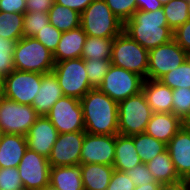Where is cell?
<instances>
[{
    "mask_svg": "<svg viewBox=\"0 0 190 190\" xmlns=\"http://www.w3.org/2000/svg\"><path fill=\"white\" fill-rule=\"evenodd\" d=\"M85 132L90 134L117 135L118 103L98 88L91 89L80 99Z\"/></svg>",
    "mask_w": 190,
    "mask_h": 190,
    "instance_id": "obj_1",
    "label": "cell"
},
{
    "mask_svg": "<svg viewBox=\"0 0 190 190\" xmlns=\"http://www.w3.org/2000/svg\"><path fill=\"white\" fill-rule=\"evenodd\" d=\"M123 32L148 51L173 39V31L168 27L162 8L135 11L131 19L124 23Z\"/></svg>",
    "mask_w": 190,
    "mask_h": 190,
    "instance_id": "obj_2",
    "label": "cell"
},
{
    "mask_svg": "<svg viewBox=\"0 0 190 190\" xmlns=\"http://www.w3.org/2000/svg\"><path fill=\"white\" fill-rule=\"evenodd\" d=\"M81 27L91 37L115 38L124 23L111 11L105 0H93L81 13Z\"/></svg>",
    "mask_w": 190,
    "mask_h": 190,
    "instance_id": "obj_3",
    "label": "cell"
},
{
    "mask_svg": "<svg viewBox=\"0 0 190 190\" xmlns=\"http://www.w3.org/2000/svg\"><path fill=\"white\" fill-rule=\"evenodd\" d=\"M14 68L20 71L51 72L55 65L53 53L34 37H22L16 42Z\"/></svg>",
    "mask_w": 190,
    "mask_h": 190,
    "instance_id": "obj_4",
    "label": "cell"
},
{
    "mask_svg": "<svg viewBox=\"0 0 190 190\" xmlns=\"http://www.w3.org/2000/svg\"><path fill=\"white\" fill-rule=\"evenodd\" d=\"M149 51L125 32L113 39L111 64L147 79Z\"/></svg>",
    "mask_w": 190,
    "mask_h": 190,
    "instance_id": "obj_5",
    "label": "cell"
},
{
    "mask_svg": "<svg viewBox=\"0 0 190 190\" xmlns=\"http://www.w3.org/2000/svg\"><path fill=\"white\" fill-rule=\"evenodd\" d=\"M153 112L147 104L145 95L139 94L128 97L118 103L119 134L133 136L144 133Z\"/></svg>",
    "mask_w": 190,
    "mask_h": 190,
    "instance_id": "obj_6",
    "label": "cell"
},
{
    "mask_svg": "<svg viewBox=\"0 0 190 190\" xmlns=\"http://www.w3.org/2000/svg\"><path fill=\"white\" fill-rule=\"evenodd\" d=\"M52 71L58 79L64 96L80 100L93 89L87 76L85 60L81 57L55 62Z\"/></svg>",
    "mask_w": 190,
    "mask_h": 190,
    "instance_id": "obj_7",
    "label": "cell"
},
{
    "mask_svg": "<svg viewBox=\"0 0 190 190\" xmlns=\"http://www.w3.org/2000/svg\"><path fill=\"white\" fill-rule=\"evenodd\" d=\"M143 81L140 75L111 64L98 89L119 103L139 94L142 91Z\"/></svg>",
    "mask_w": 190,
    "mask_h": 190,
    "instance_id": "obj_8",
    "label": "cell"
},
{
    "mask_svg": "<svg viewBox=\"0 0 190 190\" xmlns=\"http://www.w3.org/2000/svg\"><path fill=\"white\" fill-rule=\"evenodd\" d=\"M39 117L31 105H24L4 96L0 98V128L4 134L26 136Z\"/></svg>",
    "mask_w": 190,
    "mask_h": 190,
    "instance_id": "obj_9",
    "label": "cell"
},
{
    "mask_svg": "<svg viewBox=\"0 0 190 190\" xmlns=\"http://www.w3.org/2000/svg\"><path fill=\"white\" fill-rule=\"evenodd\" d=\"M42 74L14 69L5 75L4 97L20 104L31 105L41 86Z\"/></svg>",
    "mask_w": 190,
    "mask_h": 190,
    "instance_id": "obj_10",
    "label": "cell"
},
{
    "mask_svg": "<svg viewBox=\"0 0 190 190\" xmlns=\"http://www.w3.org/2000/svg\"><path fill=\"white\" fill-rule=\"evenodd\" d=\"M46 117L59 134L85 131L83 111L79 99L68 96L61 97Z\"/></svg>",
    "mask_w": 190,
    "mask_h": 190,
    "instance_id": "obj_11",
    "label": "cell"
},
{
    "mask_svg": "<svg viewBox=\"0 0 190 190\" xmlns=\"http://www.w3.org/2000/svg\"><path fill=\"white\" fill-rule=\"evenodd\" d=\"M187 58L188 54L174 39L150 49L147 79L159 80L168 72L179 67Z\"/></svg>",
    "mask_w": 190,
    "mask_h": 190,
    "instance_id": "obj_12",
    "label": "cell"
},
{
    "mask_svg": "<svg viewBox=\"0 0 190 190\" xmlns=\"http://www.w3.org/2000/svg\"><path fill=\"white\" fill-rule=\"evenodd\" d=\"M17 168L24 190H43L49 187L51 165L47 157L27 148Z\"/></svg>",
    "mask_w": 190,
    "mask_h": 190,
    "instance_id": "obj_13",
    "label": "cell"
},
{
    "mask_svg": "<svg viewBox=\"0 0 190 190\" xmlns=\"http://www.w3.org/2000/svg\"><path fill=\"white\" fill-rule=\"evenodd\" d=\"M116 135L85 133L82 143L80 164H103L113 166Z\"/></svg>",
    "mask_w": 190,
    "mask_h": 190,
    "instance_id": "obj_14",
    "label": "cell"
},
{
    "mask_svg": "<svg viewBox=\"0 0 190 190\" xmlns=\"http://www.w3.org/2000/svg\"><path fill=\"white\" fill-rule=\"evenodd\" d=\"M85 131L59 134L48 157L51 167L80 165Z\"/></svg>",
    "mask_w": 190,
    "mask_h": 190,
    "instance_id": "obj_15",
    "label": "cell"
},
{
    "mask_svg": "<svg viewBox=\"0 0 190 190\" xmlns=\"http://www.w3.org/2000/svg\"><path fill=\"white\" fill-rule=\"evenodd\" d=\"M58 135L51 121L46 116H39L26 135L28 148L48 158Z\"/></svg>",
    "mask_w": 190,
    "mask_h": 190,
    "instance_id": "obj_16",
    "label": "cell"
},
{
    "mask_svg": "<svg viewBox=\"0 0 190 190\" xmlns=\"http://www.w3.org/2000/svg\"><path fill=\"white\" fill-rule=\"evenodd\" d=\"M167 150L182 179L190 180V124H185L168 142Z\"/></svg>",
    "mask_w": 190,
    "mask_h": 190,
    "instance_id": "obj_17",
    "label": "cell"
},
{
    "mask_svg": "<svg viewBox=\"0 0 190 190\" xmlns=\"http://www.w3.org/2000/svg\"><path fill=\"white\" fill-rule=\"evenodd\" d=\"M153 113H173V90L159 80L145 79L142 85Z\"/></svg>",
    "mask_w": 190,
    "mask_h": 190,
    "instance_id": "obj_18",
    "label": "cell"
},
{
    "mask_svg": "<svg viewBox=\"0 0 190 190\" xmlns=\"http://www.w3.org/2000/svg\"><path fill=\"white\" fill-rule=\"evenodd\" d=\"M62 89L53 71L42 74L41 86L32 107L39 116H46L53 105L63 97Z\"/></svg>",
    "mask_w": 190,
    "mask_h": 190,
    "instance_id": "obj_19",
    "label": "cell"
},
{
    "mask_svg": "<svg viewBox=\"0 0 190 190\" xmlns=\"http://www.w3.org/2000/svg\"><path fill=\"white\" fill-rule=\"evenodd\" d=\"M185 125L173 113H153L149 120L145 133L165 144Z\"/></svg>",
    "mask_w": 190,
    "mask_h": 190,
    "instance_id": "obj_20",
    "label": "cell"
},
{
    "mask_svg": "<svg viewBox=\"0 0 190 190\" xmlns=\"http://www.w3.org/2000/svg\"><path fill=\"white\" fill-rule=\"evenodd\" d=\"M86 37L87 34L81 26L67 32H62L57 49L53 53L55 62L80 58Z\"/></svg>",
    "mask_w": 190,
    "mask_h": 190,
    "instance_id": "obj_21",
    "label": "cell"
},
{
    "mask_svg": "<svg viewBox=\"0 0 190 190\" xmlns=\"http://www.w3.org/2000/svg\"><path fill=\"white\" fill-rule=\"evenodd\" d=\"M27 148L26 136L4 134L0 141V168H17Z\"/></svg>",
    "mask_w": 190,
    "mask_h": 190,
    "instance_id": "obj_22",
    "label": "cell"
},
{
    "mask_svg": "<svg viewBox=\"0 0 190 190\" xmlns=\"http://www.w3.org/2000/svg\"><path fill=\"white\" fill-rule=\"evenodd\" d=\"M49 187L54 190H84L81 164L51 167Z\"/></svg>",
    "mask_w": 190,
    "mask_h": 190,
    "instance_id": "obj_23",
    "label": "cell"
},
{
    "mask_svg": "<svg viewBox=\"0 0 190 190\" xmlns=\"http://www.w3.org/2000/svg\"><path fill=\"white\" fill-rule=\"evenodd\" d=\"M141 163L140 156L134 146L133 136L117 134L113 162L114 169L125 172Z\"/></svg>",
    "mask_w": 190,
    "mask_h": 190,
    "instance_id": "obj_24",
    "label": "cell"
},
{
    "mask_svg": "<svg viewBox=\"0 0 190 190\" xmlns=\"http://www.w3.org/2000/svg\"><path fill=\"white\" fill-rule=\"evenodd\" d=\"M84 190H106L114 167L103 164H81Z\"/></svg>",
    "mask_w": 190,
    "mask_h": 190,
    "instance_id": "obj_25",
    "label": "cell"
},
{
    "mask_svg": "<svg viewBox=\"0 0 190 190\" xmlns=\"http://www.w3.org/2000/svg\"><path fill=\"white\" fill-rule=\"evenodd\" d=\"M146 166L159 183H172L182 179L176 171L168 150L155 156L146 163Z\"/></svg>",
    "mask_w": 190,
    "mask_h": 190,
    "instance_id": "obj_26",
    "label": "cell"
},
{
    "mask_svg": "<svg viewBox=\"0 0 190 190\" xmlns=\"http://www.w3.org/2000/svg\"><path fill=\"white\" fill-rule=\"evenodd\" d=\"M49 22L61 32H67L81 26V14L54 2L48 12Z\"/></svg>",
    "mask_w": 190,
    "mask_h": 190,
    "instance_id": "obj_27",
    "label": "cell"
},
{
    "mask_svg": "<svg viewBox=\"0 0 190 190\" xmlns=\"http://www.w3.org/2000/svg\"><path fill=\"white\" fill-rule=\"evenodd\" d=\"M134 146L142 163H148L158 154L167 150V144L144 133L133 135Z\"/></svg>",
    "mask_w": 190,
    "mask_h": 190,
    "instance_id": "obj_28",
    "label": "cell"
},
{
    "mask_svg": "<svg viewBox=\"0 0 190 190\" xmlns=\"http://www.w3.org/2000/svg\"><path fill=\"white\" fill-rule=\"evenodd\" d=\"M114 38L86 37L81 58L84 60L111 59Z\"/></svg>",
    "mask_w": 190,
    "mask_h": 190,
    "instance_id": "obj_29",
    "label": "cell"
},
{
    "mask_svg": "<svg viewBox=\"0 0 190 190\" xmlns=\"http://www.w3.org/2000/svg\"><path fill=\"white\" fill-rule=\"evenodd\" d=\"M24 14L0 11V36L18 41L23 37Z\"/></svg>",
    "mask_w": 190,
    "mask_h": 190,
    "instance_id": "obj_30",
    "label": "cell"
},
{
    "mask_svg": "<svg viewBox=\"0 0 190 190\" xmlns=\"http://www.w3.org/2000/svg\"><path fill=\"white\" fill-rule=\"evenodd\" d=\"M189 0H170L163 5L168 27L174 32L179 26L189 20L188 7Z\"/></svg>",
    "mask_w": 190,
    "mask_h": 190,
    "instance_id": "obj_31",
    "label": "cell"
},
{
    "mask_svg": "<svg viewBox=\"0 0 190 190\" xmlns=\"http://www.w3.org/2000/svg\"><path fill=\"white\" fill-rule=\"evenodd\" d=\"M172 90L179 88L190 89V59L187 58L179 67L159 79Z\"/></svg>",
    "mask_w": 190,
    "mask_h": 190,
    "instance_id": "obj_32",
    "label": "cell"
},
{
    "mask_svg": "<svg viewBox=\"0 0 190 190\" xmlns=\"http://www.w3.org/2000/svg\"><path fill=\"white\" fill-rule=\"evenodd\" d=\"M173 114L185 124H190V89L173 90Z\"/></svg>",
    "mask_w": 190,
    "mask_h": 190,
    "instance_id": "obj_33",
    "label": "cell"
},
{
    "mask_svg": "<svg viewBox=\"0 0 190 190\" xmlns=\"http://www.w3.org/2000/svg\"><path fill=\"white\" fill-rule=\"evenodd\" d=\"M23 21V37H34L50 23L48 13L42 11L25 12Z\"/></svg>",
    "mask_w": 190,
    "mask_h": 190,
    "instance_id": "obj_34",
    "label": "cell"
},
{
    "mask_svg": "<svg viewBox=\"0 0 190 190\" xmlns=\"http://www.w3.org/2000/svg\"><path fill=\"white\" fill-rule=\"evenodd\" d=\"M111 59L85 60V68L90 85L98 88L111 66Z\"/></svg>",
    "mask_w": 190,
    "mask_h": 190,
    "instance_id": "obj_35",
    "label": "cell"
},
{
    "mask_svg": "<svg viewBox=\"0 0 190 190\" xmlns=\"http://www.w3.org/2000/svg\"><path fill=\"white\" fill-rule=\"evenodd\" d=\"M16 42L0 36V73L4 76L15 69L13 54Z\"/></svg>",
    "mask_w": 190,
    "mask_h": 190,
    "instance_id": "obj_36",
    "label": "cell"
},
{
    "mask_svg": "<svg viewBox=\"0 0 190 190\" xmlns=\"http://www.w3.org/2000/svg\"><path fill=\"white\" fill-rule=\"evenodd\" d=\"M113 14L125 23L137 11L136 0H105Z\"/></svg>",
    "mask_w": 190,
    "mask_h": 190,
    "instance_id": "obj_37",
    "label": "cell"
},
{
    "mask_svg": "<svg viewBox=\"0 0 190 190\" xmlns=\"http://www.w3.org/2000/svg\"><path fill=\"white\" fill-rule=\"evenodd\" d=\"M0 190H24L18 168H0Z\"/></svg>",
    "mask_w": 190,
    "mask_h": 190,
    "instance_id": "obj_38",
    "label": "cell"
},
{
    "mask_svg": "<svg viewBox=\"0 0 190 190\" xmlns=\"http://www.w3.org/2000/svg\"><path fill=\"white\" fill-rule=\"evenodd\" d=\"M61 34V31L49 23L45 25L44 28L34 36V38L54 53L60 41Z\"/></svg>",
    "mask_w": 190,
    "mask_h": 190,
    "instance_id": "obj_39",
    "label": "cell"
},
{
    "mask_svg": "<svg viewBox=\"0 0 190 190\" xmlns=\"http://www.w3.org/2000/svg\"><path fill=\"white\" fill-rule=\"evenodd\" d=\"M136 186L148 183H159L155 180L145 163H141L134 168L125 171Z\"/></svg>",
    "mask_w": 190,
    "mask_h": 190,
    "instance_id": "obj_40",
    "label": "cell"
},
{
    "mask_svg": "<svg viewBox=\"0 0 190 190\" xmlns=\"http://www.w3.org/2000/svg\"><path fill=\"white\" fill-rule=\"evenodd\" d=\"M135 187L136 185L125 172L114 169L106 190H133Z\"/></svg>",
    "mask_w": 190,
    "mask_h": 190,
    "instance_id": "obj_41",
    "label": "cell"
},
{
    "mask_svg": "<svg viewBox=\"0 0 190 190\" xmlns=\"http://www.w3.org/2000/svg\"><path fill=\"white\" fill-rule=\"evenodd\" d=\"M175 42L187 53H190V20L173 32Z\"/></svg>",
    "mask_w": 190,
    "mask_h": 190,
    "instance_id": "obj_42",
    "label": "cell"
},
{
    "mask_svg": "<svg viewBox=\"0 0 190 190\" xmlns=\"http://www.w3.org/2000/svg\"><path fill=\"white\" fill-rule=\"evenodd\" d=\"M0 11L24 14L26 12V0H0Z\"/></svg>",
    "mask_w": 190,
    "mask_h": 190,
    "instance_id": "obj_43",
    "label": "cell"
},
{
    "mask_svg": "<svg viewBox=\"0 0 190 190\" xmlns=\"http://www.w3.org/2000/svg\"><path fill=\"white\" fill-rule=\"evenodd\" d=\"M54 0H26V12L42 11L48 13Z\"/></svg>",
    "mask_w": 190,
    "mask_h": 190,
    "instance_id": "obj_44",
    "label": "cell"
},
{
    "mask_svg": "<svg viewBox=\"0 0 190 190\" xmlns=\"http://www.w3.org/2000/svg\"><path fill=\"white\" fill-rule=\"evenodd\" d=\"M55 3L82 13L93 0H54Z\"/></svg>",
    "mask_w": 190,
    "mask_h": 190,
    "instance_id": "obj_45",
    "label": "cell"
},
{
    "mask_svg": "<svg viewBox=\"0 0 190 190\" xmlns=\"http://www.w3.org/2000/svg\"><path fill=\"white\" fill-rule=\"evenodd\" d=\"M137 10L140 11H155L163 8L160 0H136Z\"/></svg>",
    "mask_w": 190,
    "mask_h": 190,
    "instance_id": "obj_46",
    "label": "cell"
},
{
    "mask_svg": "<svg viewBox=\"0 0 190 190\" xmlns=\"http://www.w3.org/2000/svg\"><path fill=\"white\" fill-rule=\"evenodd\" d=\"M159 190H190V180L180 179L172 183H161Z\"/></svg>",
    "mask_w": 190,
    "mask_h": 190,
    "instance_id": "obj_47",
    "label": "cell"
},
{
    "mask_svg": "<svg viewBox=\"0 0 190 190\" xmlns=\"http://www.w3.org/2000/svg\"><path fill=\"white\" fill-rule=\"evenodd\" d=\"M161 183H148L136 186L133 190H159Z\"/></svg>",
    "mask_w": 190,
    "mask_h": 190,
    "instance_id": "obj_48",
    "label": "cell"
},
{
    "mask_svg": "<svg viewBox=\"0 0 190 190\" xmlns=\"http://www.w3.org/2000/svg\"><path fill=\"white\" fill-rule=\"evenodd\" d=\"M5 76L0 73V98L4 96Z\"/></svg>",
    "mask_w": 190,
    "mask_h": 190,
    "instance_id": "obj_49",
    "label": "cell"
},
{
    "mask_svg": "<svg viewBox=\"0 0 190 190\" xmlns=\"http://www.w3.org/2000/svg\"><path fill=\"white\" fill-rule=\"evenodd\" d=\"M187 10H188V15H189V20H190V0H189V4H188V7H187Z\"/></svg>",
    "mask_w": 190,
    "mask_h": 190,
    "instance_id": "obj_50",
    "label": "cell"
},
{
    "mask_svg": "<svg viewBox=\"0 0 190 190\" xmlns=\"http://www.w3.org/2000/svg\"><path fill=\"white\" fill-rule=\"evenodd\" d=\"M3 135H4V132L0 128V141L2 140Z\"/></svg>",
    "mask_w": 190,
    "mask_h": 190,
    "instance_id": "obj_51",
    "label": "cell"
},
{
    "mask_svg": "<svg viewBox=\"0 0 190 190\" xmlns=\"http://www.w3.org/2000/svg\"><path fill=\"white\" fill-rule=\"evenodd\" d=\"M160 1L164 5V4H167L170 0H160Z\"/></svg>",
    "mask_w": 190,
    "mask_h": 190,
    "instance_id": "obj_52",
    "label": "cell"
},
{
    "mask_svg": "<svg viewBox=\"0 0 190 190\" xmlns=\"http://www.w3.org/2000/svg\"><path fill=\"white\" fill-rule=\"evenodd\" d=\"M43 190H54V189L51 188V187H46V188H44Z\"/></svg>",
    "mask_w": 190,
    "mask_h": 190,
    "instance_id": "obj_53",
    "label": "cell"
}]
</instances>
